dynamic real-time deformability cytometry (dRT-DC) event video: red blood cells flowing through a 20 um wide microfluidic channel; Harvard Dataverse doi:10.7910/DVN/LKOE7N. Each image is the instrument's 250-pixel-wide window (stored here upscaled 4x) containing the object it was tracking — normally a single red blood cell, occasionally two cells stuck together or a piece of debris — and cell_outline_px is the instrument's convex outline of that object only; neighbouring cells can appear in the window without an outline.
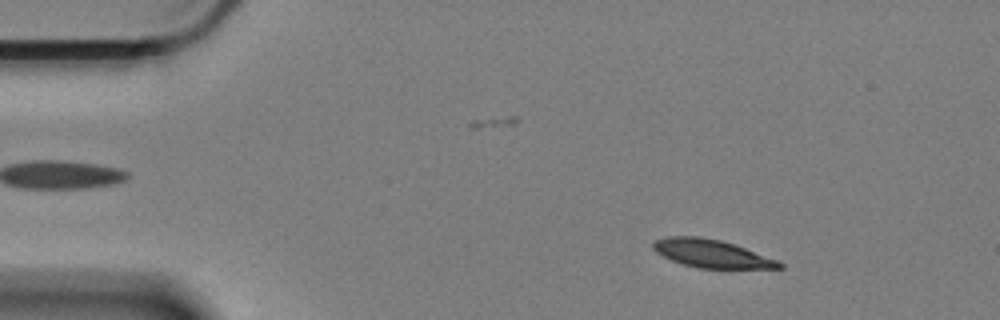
{"species": "Egyptian fruit bat (a non-hibernating species)", "species_latin": "Rousettus aegyptiacus", "temperature_condition": "cold", "stored_images_in_passage": 17, "camera_frame_rate_fps": 3000, "um_per_image_px": 0.085, "animal": {"sex": "female"}, "frame": {"image": 1, "passage_image": 8, "time_ms": 2.333, "image_size_px": [1000, 320], "cell_outline_px": [[784, 268], [696, 268], [672, 260], [656, 252], [652, 248], [652, 244], [656, 240], [668, 236], [700, 236], [720, 240], [744, 248], [776, 260], [784, 264]], "centroid_in_image_um": [60.44, 21.55], "position_along_channel_um": 24.6, "area_um2": 20.23}}